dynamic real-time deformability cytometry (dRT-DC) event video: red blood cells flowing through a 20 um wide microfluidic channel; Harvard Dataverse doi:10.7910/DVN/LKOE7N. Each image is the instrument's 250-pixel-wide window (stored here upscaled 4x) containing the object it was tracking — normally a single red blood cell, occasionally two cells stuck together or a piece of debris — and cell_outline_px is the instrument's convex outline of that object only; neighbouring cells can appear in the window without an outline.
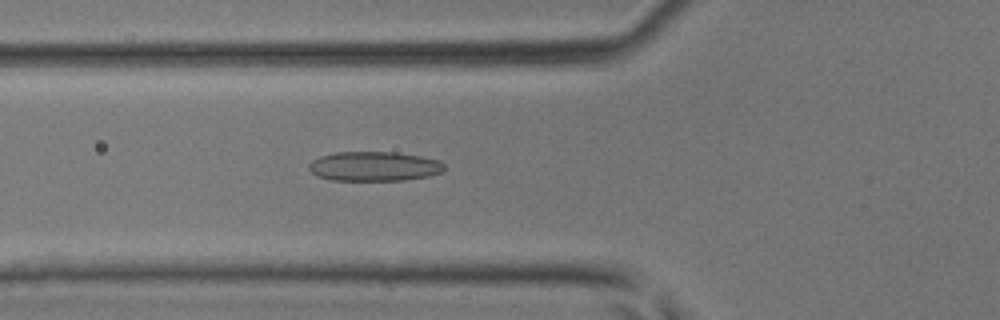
{"species": "common noctule bat (a hibernating species)", "species_latin": "Nyctalus noctula", "temperature_condition": "room temperature", "stored_images_in_passage": 45, "camera_frame_rate_fps": 3000, "um_per_image_px": 0.085, "animal": {"sex": "male", "body_mass_g": 17.9, "forearm_length_mm": 54.2}, "frame": {"image": 1, "passage_image": 17, "time_ms": 5.333, "image_size_px": [1000, 320], "cell_outline_px": [[444, 168], [440, 172], [428, 176], [404, 180], [332, 180], [316, 176], [308, 168], [308, 164], [312, 160], [320, 156], [336, 152], [396, 152], [420, 156], [440, 160], [444, 164]], "centroid_in_image_um": [31.78, 14.13], "position_along_channel_um": 94.0, "area_um2": 23.29}}
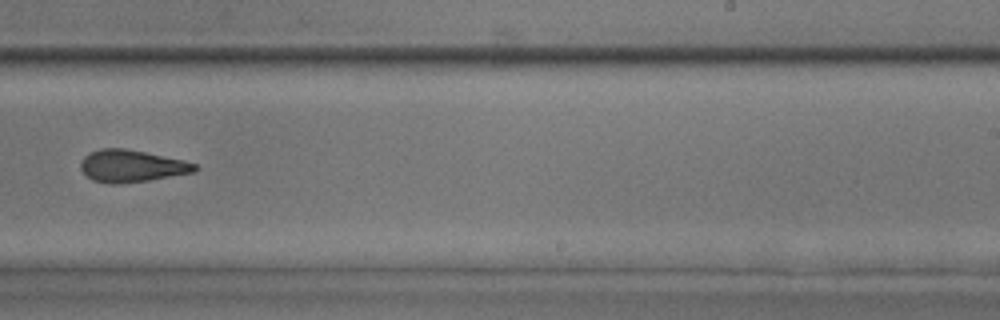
{"frame": {"image": 2, "passage_image": 29, "time_ms": 9.333, "image_size_px": [1000, 320], "cell_outline_px": [[200, 168], [196, 172], [148, 180], [116, 184], [112, 184], [92, 180], [80, 168], [80, 164], [84, 156], [100, 148], [124, 148], [184, 160], [196, 164]], "centroid_in_image_um": [11.21, 14.11], "position_along_channel_um": 277.8, "area_um2": 21.27}}
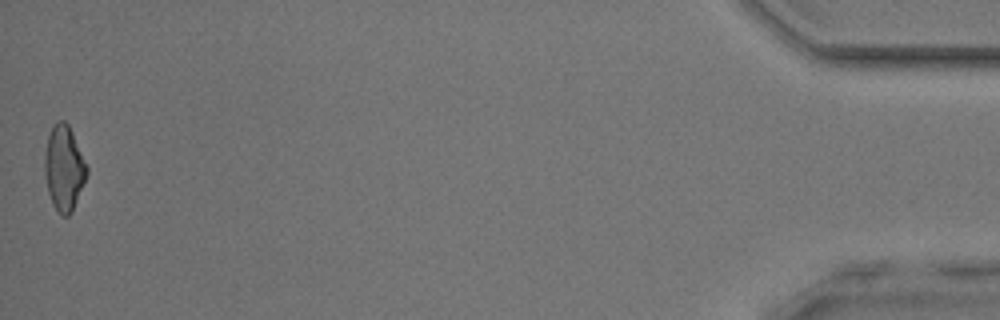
{"frame": {"image": 3, "passage_image": 45, "time_ms": 14.667, "image_size_px": [1000, 320], "cell_outline_px": [[88, 172], [72, 212], [68, 216], [60, 216], [52, 204], [48, 192], [44, 172], [44, 156], [48, 136], [52, 124], [56, 120], [64, 120], [68, 124], [72, 132], [88, 168]], "centroid_in_image_um": [5.42, 14.29], "position_along_channel_um": 429.8, "area_um2": 20.98}}